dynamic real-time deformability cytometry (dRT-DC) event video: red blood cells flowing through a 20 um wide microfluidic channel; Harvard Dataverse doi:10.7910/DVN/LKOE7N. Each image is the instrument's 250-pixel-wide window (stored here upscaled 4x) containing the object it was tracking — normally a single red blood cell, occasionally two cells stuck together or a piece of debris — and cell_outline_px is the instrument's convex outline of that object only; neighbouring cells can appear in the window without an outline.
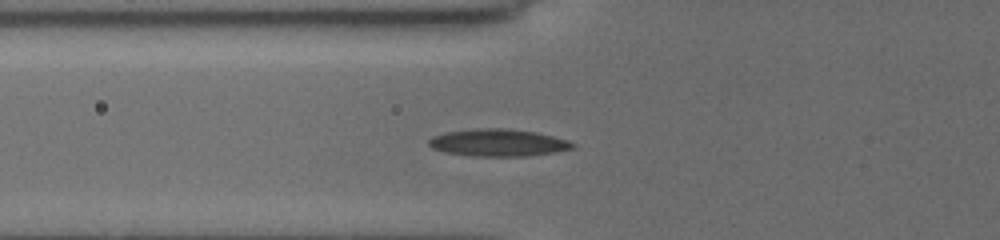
{"species": "common noctule bat (a hibernating species)", "species_latin": "Nyctalus noctula", "temperature_condition": "cold", "stored_images_in_passage": 32, "camera_frame_rate_fps": 3000, "um_per_image_px": 0.085, "animal": {"sex": "female", "body_mass_g": 19.5, "forearm_length_mm": 54.1}, "frame": {"image": 1, "passage_image": 2, "time_ms": 0.333, "image_size_px": [1000, 240], "cell_outline_px": [[576, 148], [556, 152], [528, 156], [476, 156], [444, 152], [432, 148], [428, 144], [428, 140], [432, 136], [448, 132], [476, 128], [508, 128], [536, 132], [568, 140], [576, 144]], "centroid_in_image_um": [42.37, 12.13], "position_along_channel_um": 83.4, "area_um2": 22.95}}
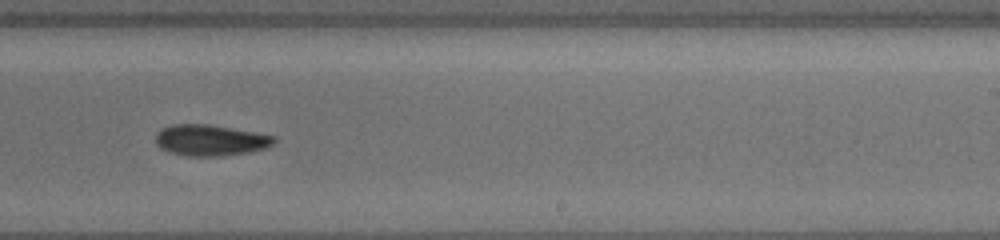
{"frame": {"image": 2, "passage_image": 19, "time_ms": 5.333, "image_size_px": [1000, 240], "cell_outline_px": [[276, 140], [272, 144], [264, 148], [248, 152], [224, 156], [188, 156], [168, 152], [160, 148], [156, 144], [156, 132], [160, 128], [172, 124], [208, 124], [256, 132], [276, 136]], "centroid_in_image_um": [17.85, 11.91], "position_along_channel_um": 271.2, "area_um2": 21.62}}
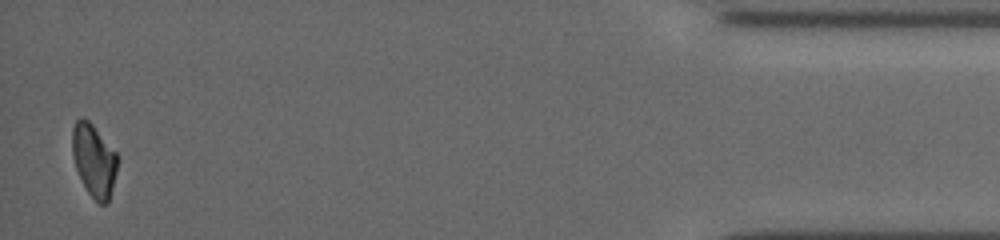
{"frame": {"image": 3, "passage_image": 32, "time_ms": 11.333, "image_size_px": [1000, 240], "cell_outline_px": [[120, 156], [108, 204], [100, 204], [88, 192], [76, 168], [72, 156], [72, 128], [76, 120], [80, 116], [84, 116], [92, 124]], "centroid_in_image_um": [7.99, 13.59], "position_along_channel_um": 427.2, "area_um2": 19.25}, "authors_computed_cell_mechanics": {"area_um2": 21.8195, "velocity_mm_per_s": 3.7529, "shape_relaxation_time_tau1_ms": 4.3191, "shape_relaxation_time_tau2_ms": null, "deformation_change_tau1": 0.1198, "deformation_change_tau2": null}}